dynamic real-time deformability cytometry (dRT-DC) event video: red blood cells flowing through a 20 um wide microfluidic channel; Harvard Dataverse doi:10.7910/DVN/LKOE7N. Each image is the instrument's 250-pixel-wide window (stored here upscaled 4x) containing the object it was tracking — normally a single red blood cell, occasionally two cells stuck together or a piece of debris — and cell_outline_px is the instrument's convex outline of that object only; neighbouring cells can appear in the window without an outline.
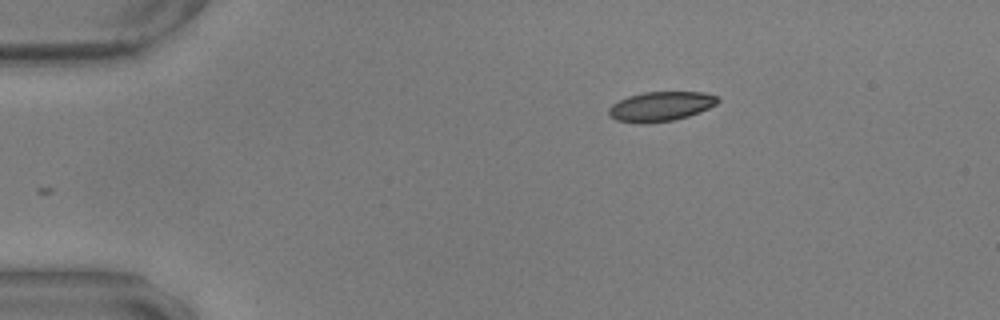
{"species": "common noctule bat (a hibernating species)", "species_latin": "Nyctalus noctula", "temperature_condition": "warm", "stored_images_in_passage": 48, "camera_frame_rate_fps": 3000, "um_per_image_px": 0.085, "animal": {"sex": "male", "body_mass_g": 17.9, "forearm_length_mm": 54.2}, "frame": {"image": 1, "passage_image": 1, "time_ms": 0.0, "image_size_px": [1000, 320], "cell_outline_px": [[720, 100], [716, 104], [708, 108], [688, 116], [676, 120], [640, 124], [616, 120], [608, 116], [608, 108], [612, 104], [628, 96], [644, 92], [704, 92], [716, 96]], "centroid_in_image_um": [56.13, 9.05], "position_along_channel_um": 28.9, "area_um2": 18.84}}
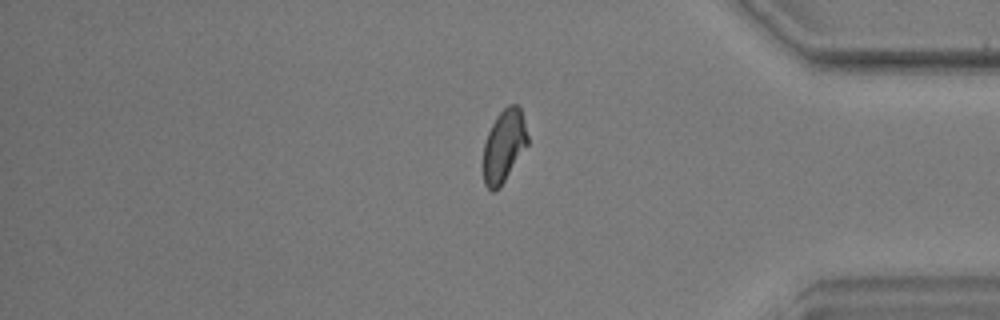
{"frame": {"image": 2, "passage_image": 39, "time_ms": 12.667, "image_size_px": [1000, 320], "cell_outline_px": [[528, 144], [500, 188], [496, 192], [492, 192], [484, 184], [484, 144], [488, 132], [496, 116], [508, 104], [516, 104], [520, 108], [524, 120], [528, 136]], "centroid_in_image_um": [42.84, 12.41], "position_along_channel_um": 392.4, "area_um2": 18.73}}
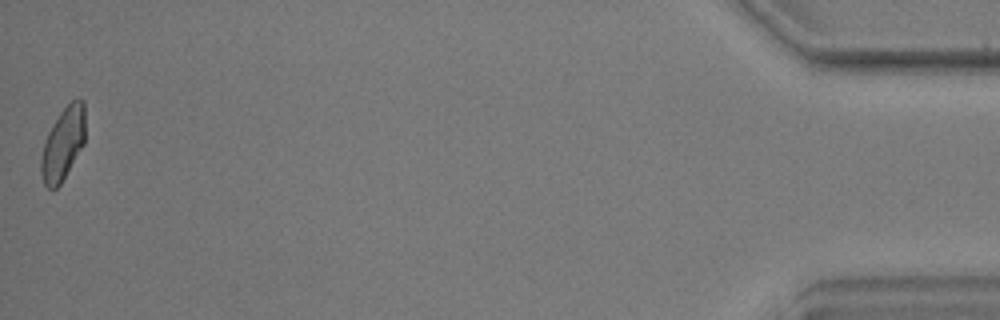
{"frame": {"image": 3, "passage_image": 48, "time_ms": 15.667, "image_size_px": [1000, 320], "cell_outline_px": [[84, 144], [60, 184], [56, 188], [48, 188], [44, 184], [40, 172], [40, 160], [44, 144], [48, 132], [60, 112], [72, 100], [84, 100]], "centroid_in_image_um": [5.34, 12.23], "position_along_channel_um": 429.9, "area_um2": 18.38}, "authors_computed_cell_mechanics": {"area_um2": 19.1896, "velocity_mm_per_s": 3.5256, "shape_relaxation_time_tau1_ms": 7.4902, "shape_relaxation_time_tau2_ms": 1.3668, "deformation_change_tau1": 0.1775, "deformation_change_tau2": 0.0449}}